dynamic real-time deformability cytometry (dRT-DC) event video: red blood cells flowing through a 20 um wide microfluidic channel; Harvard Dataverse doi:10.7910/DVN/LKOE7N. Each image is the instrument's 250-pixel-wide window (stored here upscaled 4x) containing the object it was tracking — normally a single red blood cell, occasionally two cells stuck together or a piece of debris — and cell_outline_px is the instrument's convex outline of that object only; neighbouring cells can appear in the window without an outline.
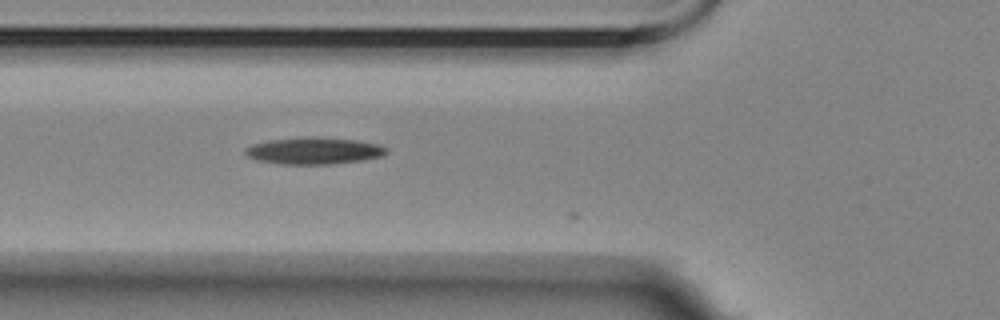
{"species": "Egyptian fruit bat (a non-hibernating species)", "species_latin": "Rousettus aegyptiacus", "temperature_condition": "room temperature", "stored_images_in_passage": 11, "camera_frame_rate_fps": 3000, "um_per_image_px": 0.085, "animal": {"sex": "female"}, "frame": {"image": 1, "passage_image": 2, "time_ms": 0.333, "image_size_px": [1000, 320], "cell_outline_px": [[388, 152], [380, 156], [360, 160], [332, 164], [280, 164], [256, 160], [248, 156], [244, 152], [244, 148], [252, 144], [272, 140], [308, 136], [312, 136], [356, 140], [380, 144], [388, 148]], "centroid_in_image_um": [26.68, 12.81], "position_along_channel_um": 99.1, "area_um2": 22.08}}
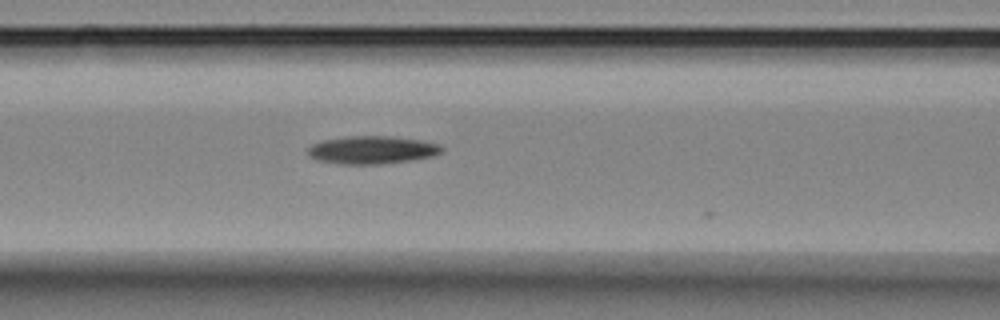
{"frame": {"image": 2, "passage_image": 5, "time_ms": 1.333, "image_size_px": [1000, 320], "cell_outline_px": [[444, 148], [440, 152], [432, 156], [408, 160], [380, 164], [344, 164], [316, 160], [308, 156], [308, 148], [312, 144], [324, 140], [352, 136], [392, 136], [420, 140], [440, 144]], "centroid_in_image_um": [31.61, 12.74], "position_along_channel_um": 135.0, "area_um2": 21.56}}
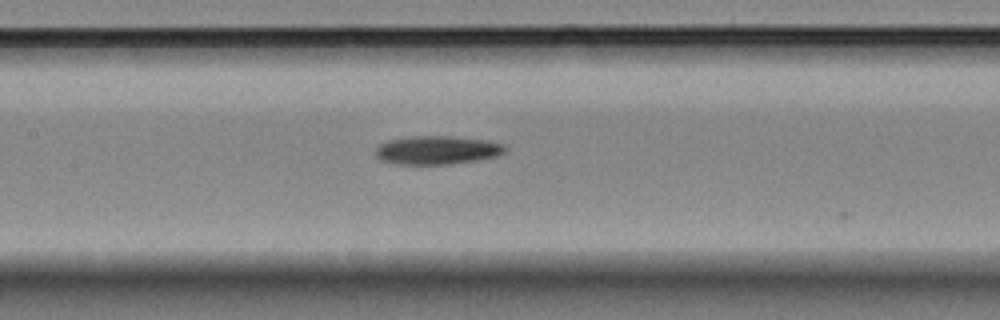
{"frame": {"image": 3, "passage_image": 8, "time_ms": 2.333, "image_size_px": [1000, 320], "cell_outline_px": [[504, 152], [496, 156], [476, 160], [448, 164], [400, 164], [380, 160], [376, 156], [376, 148], [380, 144], [388, 140], [412, 136], [452, 136], [488, 140], [504, 144]], "centroid_in_image_um": [37.14, 12.75], "position_along_channel_um": 170.3, "area_um2": 21.39}}